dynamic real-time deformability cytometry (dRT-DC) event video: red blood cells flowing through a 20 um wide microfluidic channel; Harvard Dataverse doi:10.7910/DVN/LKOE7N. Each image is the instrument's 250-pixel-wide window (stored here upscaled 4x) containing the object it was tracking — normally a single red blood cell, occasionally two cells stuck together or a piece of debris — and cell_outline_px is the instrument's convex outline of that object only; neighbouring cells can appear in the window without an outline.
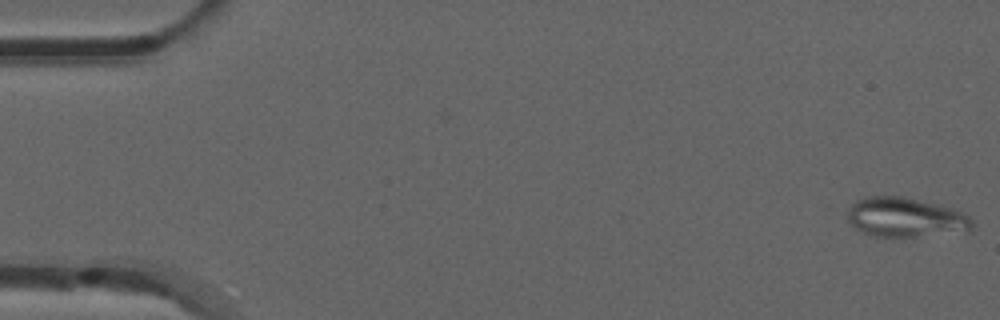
{"species": "common noctule bat (a hibernating species)", "species_latin": "Nyctalus noctula", "temperature_condition": "room temperature", "stored_images_in_passage": 54, "camera_frame_rate_fps": 3000, "um_per_image_px": 0.085, "animal": {"sex": "male", "forearm_length_mm": 52.5}, "frame": {"image": 1, "passage_image": 1, "time_ms": 0.0, "image_size_px": [1000, 320], "cell_outline_px": [[976, 224], [972, 232], [916, 236], [876, 236], [864, 232], [856, 228], [848, 220], [848, 208], [856, 200], [864, 196], [904, 196], [940, 204], [952, 208], [968, 216]], "centroid_in_image_um": [77.03, 18.46], "position_along_channel_um": 8.0, "area_um2": 29.02}}
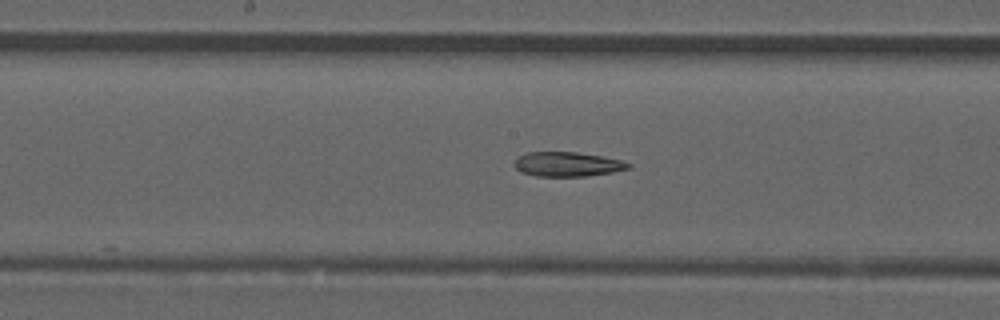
{"frame": {"image": 2, "passage_image": 27, "time_ms": 8.667, "image_size_px": [1000, 320], "cell_outline_px": [[632, 168], [612, 172], [588, 176], [536, 176], [520, 172], [512, 164], [516, 156], [524, 152], [576, 152], [624, 160], [632, 164]], "centroid_in_image_um": [48.2, 13.95], "position_along_channel_um": 200.0, "area_um2": 16.59}}
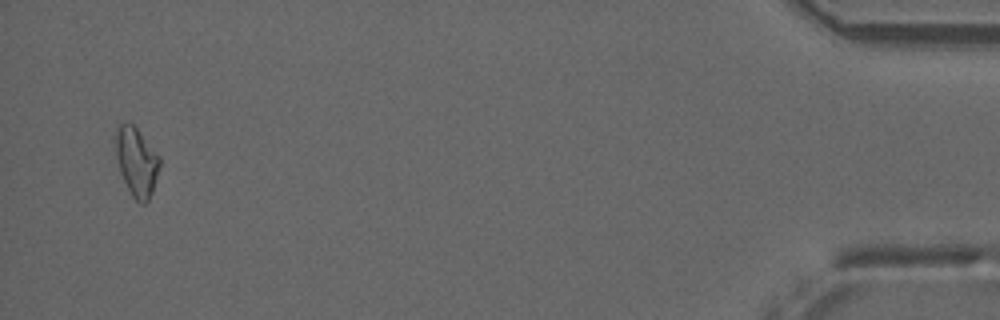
{"frame": {"image": 3, "passage_image": 51, "time_ms": 16.667, "image_size_px": [1000, 320], "cell_outline_px": [[160, 164], [152, 192], [148, 200], [144, 204], [140, 204], [132, 196], [120, 172], [112, 140], [112, 136], [116, 128], [120, 124], [132, 124], [136, 128], [160, 156]], "centroid_in_image_um": [11.56, 13.72], "position_along_channel_um": 423.6, "area_um2": 17.74}, "authors_computed_cell_mechanics": {"area_um2": 17.2822, "velocity_mm_per_s": 3.8665, "shape_relaxation_time_tau1_ms": null, "shape_relaxation_time_tau2_ms": 5.3178, "deformation_change_tau1": null, "deformation_change_tau2": 0.1317}}